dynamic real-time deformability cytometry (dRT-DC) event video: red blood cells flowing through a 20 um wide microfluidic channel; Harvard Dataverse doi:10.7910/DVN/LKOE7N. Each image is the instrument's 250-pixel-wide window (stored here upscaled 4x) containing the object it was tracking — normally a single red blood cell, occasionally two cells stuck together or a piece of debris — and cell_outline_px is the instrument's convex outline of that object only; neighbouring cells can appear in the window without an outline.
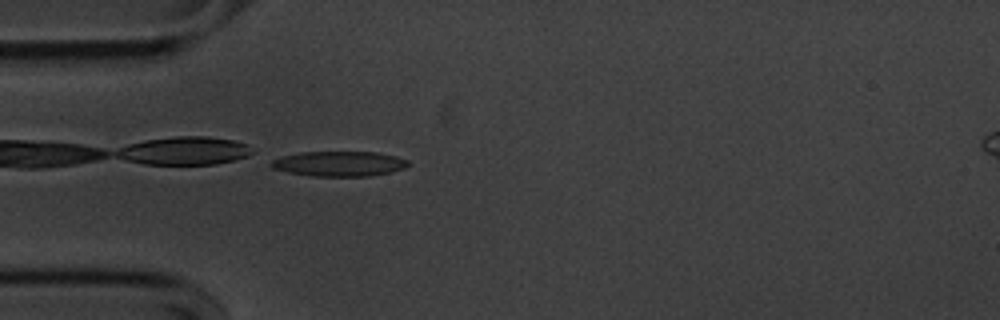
{"species": "common noctule bat (a hibernating species)", "species_latin": "Nyctalus noctula", "temperature_condition": "cold", "stored_images_in_passage": 35, "camera_frame_rate_fps": 3000, "um_per_image_px": 0.085, "animal": {"sex": "male", "body_mass_g": 20.1, "forearm_length_mm": 53.5}, "frame": {"image": 1, "passage_image": 1, "time_ms": 0.0, "image_size_px": [1000, 320], "cell_outline_px": [[408, 164], [404, 168], [388, 172], [368, 176], [312, 176], [288, 172], [272, 168], [268, 164], [272, 160], [280, 156], [300, 152], [376, 152], [396, 156], [408, 160]], "centroid_in_image_um": [28.77, 13.91], "position_along_channel_um": 56.2, "area_um2": 19.94}}
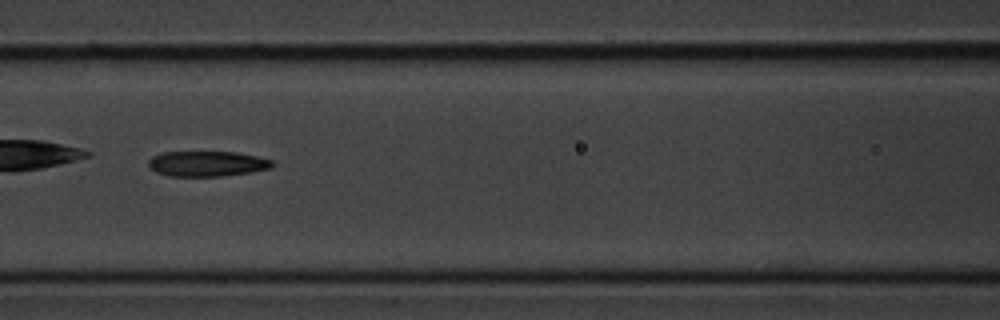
{"frame": {"image": 2, "passage_image": 9, "time_ms": 2.667, "image_size_px": [1000, 320], "cell_outline_px": [[276, 164], [272, 168], [252, 172], [220, 176], [168, 176], [156, 172], [148, 168], [148, 160], [152, 156], [160, 152], [236, 152], [256, 156], [272, 160]], "centroid_in_image_um": [17.59, 13.91], "position_along_channel_um": 149.0, "area_um2": 18.5}}
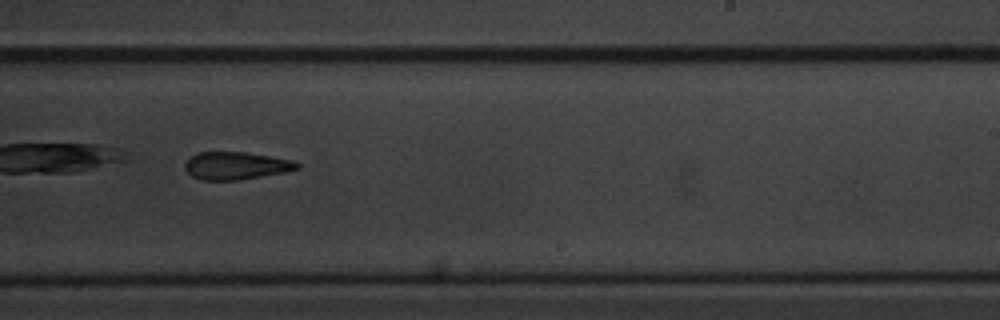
{"frame": {"image": 3, "passage_image": 19, "time_ms": 6.0, "image_size_px": [1000, 320], "cell_outline_px": [[300, 168], [284, 172], [240, 180], [200, 180], [192, 176], [184, 168], [184, 164], [196, 152], [244, 152], [292, 160], [300, 164]], "centroid_in_image_um": [20.04, 14.09], "position_along_channel_um": 269.0, "area_um2": 17.98}, "authors_computed_cell_mechanics": {"area_um2": 19.2474, "velocity_mm_per_s": 3.6121, "shape_relaxation_time_tau1_ms": 8.1445, "shape_relaxation_time_tau2_ms": 6.9586, "deformation_change_tau1": 0.1896, "deformation_change_tau2": 0.1791}}